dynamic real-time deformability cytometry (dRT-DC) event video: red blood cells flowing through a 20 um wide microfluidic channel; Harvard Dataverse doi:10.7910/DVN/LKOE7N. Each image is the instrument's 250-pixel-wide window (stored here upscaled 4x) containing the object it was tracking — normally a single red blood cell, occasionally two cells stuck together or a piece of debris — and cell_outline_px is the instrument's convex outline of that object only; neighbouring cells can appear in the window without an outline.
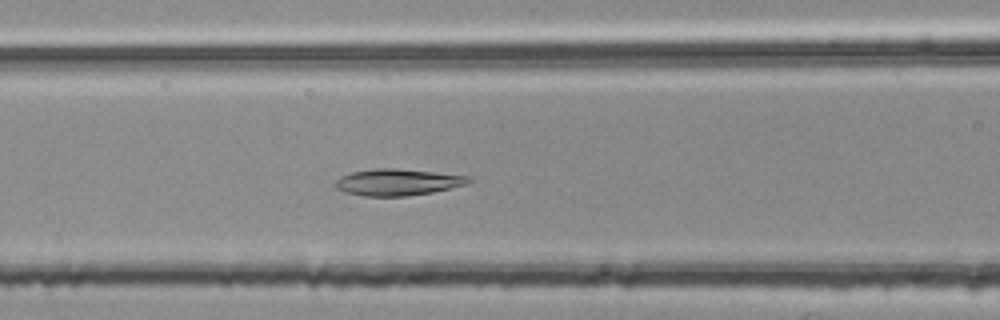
{"species": "common noctule bat (a hibernating species)", "species_latin": "Nyctalus noctula", "temperature_condition": "room temperature", "stored_images_in_passage": 48, "camera_frame_rate_fps": 3000, "um_per_image_px": 0.085, "animal": {"sex": "female", "body_mass_g": 25.1}, "frame": {"image": 1, "passage_image": 18, "time_ms": 5.667, "image_size_px": [1000, 320], "cell_outline_px": [[472, 180], [468, 184], [432, 192], [408, 196], [364, 196], [348, 192], [336, 188], [332, 184], [340, 176], [352, 172], [376, 168], [392, 168], [432, 172], [468, 176]], "centroid_in_image_um": [33.77, 15.49], "position_along_channel_um": 132.8, "area_um2": 20.46}}
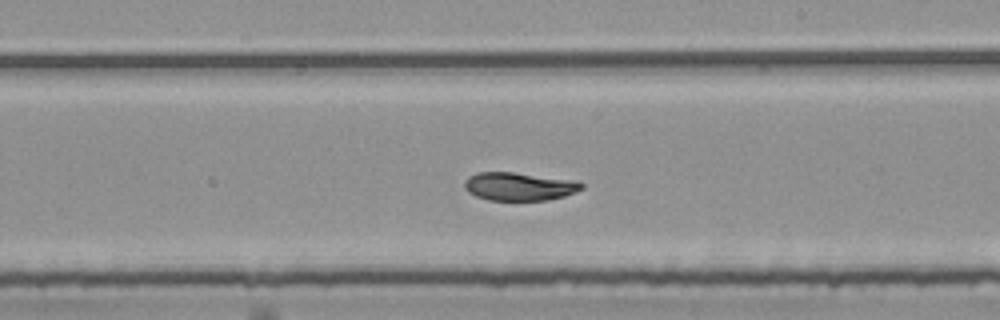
{"frame": {"image": 2, "passage_image": 27, "time_ms": 8.667, "image_size_px": [1000, 320], "cell_outline_px": [[584, 188], [576, 192], [564, 196], [548, 200], [488, 200], [476, 196], [468, 192], [464, 188], [464, 180], [468, 176], [476, 172], [512, 172], [580, 180], [584, 184]], "centroid_in_image_um": [44.16, 15.84], "position_along_channel_um": 244.8, "area_um2": 19.59}}
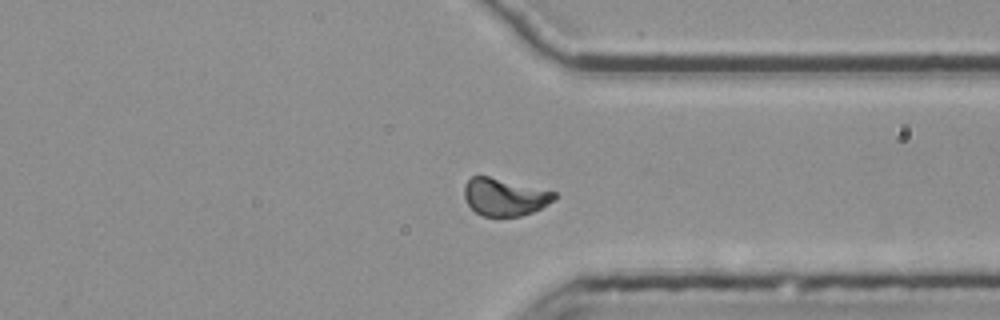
{"frame": {"image": 3, "passage_image": 37, "time_ms": 12.0, "image_size_px": [1000, 320], "cell_outline_px": [[556, 196], [552, 200], [540, 208], [532, 212], [520, 216], [484, 216], [476, 212], [468, 204], [464, 196], [464, 184], [472, 176], [488, 176], [556, 192]], "centroid_in_image_um": [42.85, 16.74], "position_along_channel_um": 368.5, "area_um2": 19.31}, "authors_computed_cell_mechanics": {"area_um2": 20.1144, "velocity_mm_per_s": 3.7457, "shape_relaxation_time_tau1_ms": 7.412, "shape_relaxation_time_tau2_ms": 1.2939, "deformation_change_tau1": 0.2329, "deformation_change_tau2": 0.0618}}